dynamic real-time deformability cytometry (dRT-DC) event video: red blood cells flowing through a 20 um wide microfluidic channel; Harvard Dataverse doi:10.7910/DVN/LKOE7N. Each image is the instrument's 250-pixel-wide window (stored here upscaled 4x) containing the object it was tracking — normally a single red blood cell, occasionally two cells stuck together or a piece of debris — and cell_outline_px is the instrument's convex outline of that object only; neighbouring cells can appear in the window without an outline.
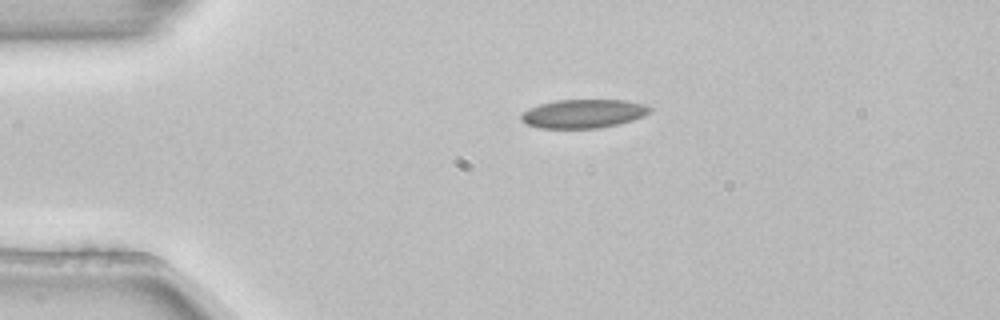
{"species": "common noctule bat (a hibernating species)", "species_latin": "Nyctalus noctula", "temperature_condition": "room temperature", "stored_images_in_passage": 2, "camera_frame_rate_fps": 3000, "um_per_image_px": 0.085, "animal": {"sex": "female", "body_mass_g": 22.7, "forearm_length_mm": 54.2}, "frame": {"image": 1, "passage_image": 1, "time_ms": 0.0, "image_size_px": [1000, 320], "cell_outline_px": [[652, 112], [644, 116], [620, 124], [600, 128], [540, 128], [528, 124], [520, 120], [520, 112], [528, 108], [540, 104], [556, 100], [624, 100], [644, 104], [652, 108]], "centroid_in_image_um": [49.59, 9.66], "position_along_channel_um": 35.4, "area_um2": 21.73}}